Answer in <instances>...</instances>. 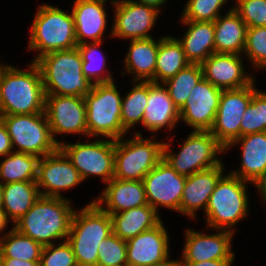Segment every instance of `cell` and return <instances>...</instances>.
<instances>
[{
  "mask_svg": "<svg viewBox=\"0 0 266 266\" xmlns=\"http://www.w3.org/2000/svg\"><path fill=\"white\" fill-rule=\"evenodd\" d=\"M27 70L7 65L0 76V115L45 112V91L38 65Z\"/></svg>",
  "mask_w": 266,
  "mask_h": 266,
  "instance_id": "cell-1",
  "label": "cell"
},
{
  "mask_svg": "<svg viewBox=\"0 0 266 266\" xmlns=\"http://www.w3.org/2000/svg\"><path fill=\"white\" fill-rule=\"evenodd\" d=\"M68 198L40 196L32 208L13 224L19 233L42 246L67 240L75 209Z\"/></svg>",
  "mask_w": 266,
  "mask_h": 266,
  "instance_id": "cell-2",
  "label": "cell"
},
{
  "mask_svg": "<svg viewBox=\"0 0 266 266\" xmlns=\"http://www.w3.org/2000/svg\"><path fill=\"white\" fill-rule=\"evenodd\" d=\"M38 65L45 95L84 97L92 84L82 73V57L77 47L47 53L39 57Z\"/></svg>",
  "mask_w": 266,
  "mask_h": 266,
  "instance_id": "cell-3",
  "label": "cell"
},
{
  "mask_svg": "<svg viewBox=\"0 0 266 266\" xmlns=\"http://www.w3.org/2000/svg\"><path fill=\"white\" fill-rule=\"evenodd\" d=\"M37 10L28 41V49L38 52L33 62L47 53L77 47L72 12L46 3L38 5Z\"/></svg>",
  "mask_w": 266,
  "mask_h": 266,
  "instance_id": "cell-4",
  "label": "cell"
},
{
  "mask_svg": "<svg viewBox=\"0 0 266 266\" xmlns=\"http://www.w3.org/2000/svg\"><path fill=\"white\" fill-rule=\"evenodd\" d=\"M247 183L230 172L220 178L204 212L207 228L236 232V223L249 214Z\"/></svg>",
  "mask_w": 266,
  "mask_h": 266,
  "instance_id": "cell-5",
  "label": "cell"
},
{
  "mask_svg": "<svg viewBox=\"0 0 266 266\" xmlns=\"http://www.w3.org/2000/svg\"><path fill=\"white\" fill-rule=\"evenodd\" d=\"M84 100L88 137L117 140L127 134L121 121L122 96L114 81L94 84Z\"/></svg>",
  "mask_w": 266,
  "mask_h": 266,
  "instance_id": "cell-6",
  "label": "cell"
},
{
  "mask_svg": "<svg viewBox=\"0 0 266 266\" xmlns=\"http://www.w3.org/2000/svg\"><path fill=\"white\" fill-rule=\"evenodd\" d=\"M164 142L143 138L139 131L134 137L115 140L114 178L121 180H143L163 159Z\"/></svg>",
  "mask_w": 266,
  "mask_h": 266,
  "instance_id": "cell-7",
  "label": "cell"
},
{
  "mask_svg": "<svg viewBox=\"0 0 266 266\" xmlns=\"http://www.w3.org/2000/svg\"><path fill=\"white\" fill-rule=\"evenodd\" d=\"M179 145L180 151L176 153L170 149L171 143L165 142L163 158L178 174L186 177L219 165L222 160L216 156L225 152L210 131L192 130Z\"/></svg>",
  "mask_w": 266,
  "mask_h": 266,
  "instance_id": "cell-8",
  "label": "cell"
},
{
  "mask_svg": "<svg viewBox=\"0 0 266 266\" xmlns=\"http://www.w3.org/2000/svg\"><path fill=\"white\" fill-rule=\"evenodd\" d=\"M11 138L14 151L39 158L54 153L59 145L54 141L45 112L38 114L0 115Z\"/></svg>",
  "mask_w": 266,
  "mask_h": 266,
  "instance_id": "cell-9",
  "label": "cell"
},
{
  "mask_svg": "<svg viewBox=\"0 0 266 266\" xmlns=\"http://www.w3.org/2000/svg\"><path fill=\"white\" fill-rule=\"evenodd\" d=\"M59 149L78 170L83 181L90 176L100 177L106 184L114 178L115 140H99L81 143L61 142Z\"/></svg>",
  "mask_w": 266,
  "mask_h": 266,
  "instance_id": "cell-10",
  "label": "cell"
},
{
  "mask_svg": "<svg viewBox=\"0 0 266 266\" xmlns=\"http://www.w3.org/2000/svg\"><path fill=\"white\" fill-rule=\"evenodd\" d=\"M256 90L255 80L239 89L222 90L210 133L224 149L240 137L242 115Z\"/></svg>",
  "mask_w": 266,
  "mask_h": 266,
  "instance_id": "cell-11",
  "label": "cell"
},
{
  "mask_svg": "<svg viewBox=\"0 0 266 266\" xmlns=\"http://www.w3.org/2000/svg\"><path fill=\"white\" fill-rule=\"evenodd\" d=\"M45 114L54 141L59 134L88 136L84 97L45 95Z\"/></svg>",
  "mask_w": 266,
  "mask_h": 266,
  "instance_id": "cell-12",
  "label": "cell"
},
{
  "mask_svg": "<svg viewBox=\"0 0 266 266\" xmlns=\"http://www.w3.org/2000/svg\"><path fill=\"white\" fill-rule=\"evenodd\" d=\"M186 176L178 174L163 158L144 178L148 204L158 212V207L180 213Z\"/></svg>",
  "mask_w": 266,
  "mask_h": 266,
  "instance_id": "cell-13",
  "label": "cell"
},
{
  "mask_svg": "<svg viewBox=\"0 0 266 266\" xmlns=\"http://www.w3.org/2000/svg\"><path fill=\"white\" fill-rule=\"evenodd\" d=\"M112 4L115 10L111 37L127 40L153 37L149 32L161 11L134 0H117Z\"/></svg>",
  "mask_w": 266,
  "mask_h": 266,
  "instance_id": "cell-14",
  "label": "cell"
},
{
  "mask_svg": "<svg viewBox=\"0 0 266 266\" xmlns=\"http://www.w3.org/2000/svg\"><path fill=\"white\" fill-rule=\"evenodd\" d=\"M81 182L83 179L80 173L59 148L39 159L36 184L41 196L65 198L61 191L73 188Z\"/></svg>",
  "mask_w": 266,
  "mask_h": 266,
  "instance_id": "cell-15",
  "label": "cell"
},
{
  "mask_svg": "<svg viewBox=\"0 0 266 266\" xmlns=\"http://www.w3.org/2000/svg\"><path fill=\"white\" fill-rule=\"evenodd\" d=\"M214 234H205L189 228L185 230V243L181 260L178 263H196L209 260H234L235 252L231 251L232 232L216 230Z\"/></svg>",
  "mask_w": 266,
  "mask_h": 266,
  "instance_id": "cell-16",
  "label": "cell"
},
{
  "mask_svg": "<svg viewBox=\"0 0 266 266\" xmlns=\"http://www.w3.org/2000/svg\"><path fill=\"white\" fill-rule=\"evenodd\" d=\"M221 93V89L203 77L179 109L180 121L189 125L193 131H210L216 118Z\"/></svg>",
  "mask_w": 266,
  "mask_h": 266,
  "instance_id": "cell-17",
  "label": "cell"
},
{
  "mask_svg": "<svg viewBox=\"0 0 266 266\" xmlns=\"http://www.w3.org/2000/svg\"><path fill=\"white\" fill-rule=\"evenodd\" d=\"M169 234L163 221L126 241L127 266H152L170 260Z\"/></svg>",
  "mask_w": 266,
  "mask_h": 266,
  "instance_id": "cell-18",
  "label": "cell"
},
{
  "mask_svg": "<svg viewBox=\"0 0 266 266\" xmlns=\"http://www.w3.org/2000/svg\"><path fill=\"white\" fill-rule=\"evenodd\" d=\"M243 62L239 54L213 53L201 64L203 77L221 90L245 87L255 78L247 74Z\"/></svg>",
  "mask_w": 266,
  "mask_h": 266,
  "instance_id": "cell-19",
  "label": "cell"
},
{
  "mask_svg": "<svg viewBox=\"0 0 266 266\" xmlns=\"http://www.w3.org/2000/svg\"><path fill=\"white\" fill-rule=\"evenodd\" d=\"M223 162L219 165L195 172L186 177L183 195L180 204V213L195 219L198 210L205 212L210 195L213 193L218 181L224 175Z\"/></svg>",
  "mask_w": 266,
  "mask_h": 266,
  "instance_id": "cell-20",
  "label": "cell"
},
{
  "mask_svg": "<svg viewBox=\"0 0 266 266\" xmlns=\"http://www.w3.org/2000/svg\"><path fill=\"white\" fill-rule=\"evenodd\" d=\"M109 0H74L71 9L74 18L77 45L102 42L107 28L106 2Z\"/></svg>",
  "mask_w": 266,
  "mask_h": 266,
  "instance_id": "cell-21",
  "label": "cell"
},
{
  "mask_svg": "<svg viewBox=\"0 0 266 266\" xmlns=\"http://www.w3.org/2000/svg\"><path fill=\"white\" fill-rule=\"evenodd\" d=\"M95 202L109 214L148 204L143 180L116 178L106 184L104 191L95 199Z\"/></svg>",
  "mask_w": 266,
  "mask_h": 266,
  "instance_id": "cell-22",
  "label": "cell"
},
{
  "mask_svg": "<svg viewBox=\"0 0 266 266\" xmlns=\"http://www.w3.org/2000/svg\"><path fill=\"white\" fill-rule=\"evenodd\" d=\"M180 121V110L173 103L163 83L148 82V99L142 125L150 132L167 127L170 131Z\"/></svg>",
  "mask_w": 266,
  "mask_h": 266,
  "instance_id": "cell-23",
  "label": "cell"
},
{
  "mask_svg": "<svg viewBox=\"0 0 266 266\" xmlns=\"http://www.w3.org/2000/svg\"><path fill=\"white\" fill-rule=\"evenodd\" d=\"M113 233L112 220L95 199L75 210L67 240L103 241Z\"/></svg>",
  "mask_w": 266,
  "mask_h": 266,
  "instance_id": "cell-24",
  "label": "cell"
},
{
  "mask_svg": "<svg viewBox=\"0 0 266 266\" xmlns=\"http://www.w3.org/2000/svg\"><path fill=\"white\" fill-rule=\"evenodd\" d=\"M239 144L241 167L230 173L252 184L266 171V131L239 137L225 149V152Z\"/></svg>",
  "mask_w": 266,
  "mask_h": 266,
  "instance_id": "cell-25",
  "label": "cell"
},
{
  "mask_svg": "<svg viewBox=\"0 0 266 266\" xmlns=\"http://www.w3.org/2000/svg\"><path fill=\"white\" fill-rule=\"evenodd\" d=\"M159 40L153 37L129 40V48L124 59L125 73L133 75V81L154 82ZM127 71V72H126Z\"/></svg>",
  "mask_w": 266,
  "mask_h": 266,
  "instance_id": "cell-26",
  "label": "cell"
},
{
  "mask_svg": "<svg viewBox=\"0 0 266 266\" xmlns=\"http://www.w3.org/2000/svg\"><path fill=\"white\" fill-rule=\"evenodd\" d=\"M247 28L248 26L232 7L224 16L221 14L214 21L215 53L242 55Z\"/></svg>",
  "mask_w": 266,
  "mask_h": 266,
  "instance_id": "cell-27",
  "label": "cell"
},
{
  "mask_svg": "<svg viewBox=\"0 0 266 266\" xmlns=\"http://www.w3.org/2000/svg\"><path fill=\"white\" fill-rule=\"evenodd\" d=\"M187 30L181 43L186 59L191 64H202L211 54L215 53L214 22L180 21Z\"/></svg>",
  "mask_w": 266,
  "mask_h": 266,
  "instance_id": "cell-28",
  "label": "cell"
},
{
  "mask_svg": "<svg viewBox=\"0 0 266 266\" xmlns=\"http://www.w3.org/2000/svg\"><path fill=\"white\" fill-rule=\"evenodd\" d=\"M109 215L112 220L113 233L124 241L162 222L160 214L149 204Z\"/></svg>",
  "mask_w": 266,
  "mask_h": 266,
  "instance_id": "cell-29",
  "label": "cell"
},
{
  "mask_svg": "<svg viewBox=\"0 0 266 266\" xmlns=\"http://www.w3.org/2000/svg\"><path fill=\"white\" fill-rule=\"evenodd\" d=\"M36 181H18L3 184L2 210L15 223L24 216L40 197Z\"/></svg>",
  "mask_w": 266,
  "mask_h": 266,
  "instance_id": "cell-30",
  "label": "cell"
},
{
  "mask_svg": "<svg viewBox=\"0 0 266 266\" xmlns=\"http://www.w3.org/2000/svg\"><path fill=\"white\" fill-rule=\"evenodd\" d=\"M189 64L178 39L164 35L161 37L156 58L155 83H164Z\"/></svg>",
  "mask_w": 266,
  "mask_h": 266,
  "instance_id": "cell-31",
  "label": "cell"
},
{
  "mask_svg": "<svg viewBox=\"0 0 266 266\" xmlns=\"http://www.w3.org/2000/svg\"><path fill=\"white\" fill-rule=\"evenodd\" d=\"M0 162V182L36 181L39 157L13 151Z\"/></svg>",
  "mask_w": 266,
  "mask_h": 266,
  "instance_id": "cell-32",
  "label": "cell"
},
{
  "mask_svg": "<svg viewBox=\"0 0 266 266\" xmlns=\"http://www.w3.org/2000/svg\"><path fill=\"white\" fill-rule=\"evenodd\" d=\"M0 246L3 258L40 262L43 246L15 228L0 236Z\"/></svg>",
  "mask_w": 266,
  "mask_h": 266,
  "instance_id": "cell-33",
  "label": "cell"
},
{
  "mask_svg": "<svg viewBox=\"0 0 266 266\" xmlns=\"http://www.w3.org/2000/svg\"><path fill=\"white\" fill-rule=\"evenodd\" d=\"M101 44L102 42H89L77 45L83 61L82 73L92 84L110 83L114 81L113 73L106 71L107 58L103 54L104 52L99 50Z\"/></svg>",
  "mask_w": 266,
  "mask_h": 266,
  "instance_id": "cell-34",
  "label": "cell"
},
{
  "mask_svg": "<svg viewBox=\"0 0 266 266\" xmlns=\"http://www.w3.org/2000/svg\"><path fill=\"white\" fill-rule=\"evenodd\" d=\"M133 83V88L125 97H122L121 104L122 127L127 133L138 122L142 125L148 99V82L134 81Z\"/></svg>",
  "mask_w": 266,
  "mask_h": 266,
  "instance_id": "cell-35",
  "label": "cell"
},
{
  "mask_svg": "<svg viewBox=\"0 0 266 266\" xmlns=\"http://www.w3.org/2000/svg\"><path fill=\"white\" fill-rule=\"evenodd\" d=\"M203 78L201 64H189L174 77L163 84L167 88L173 103L180 109L189 97L192 89Z\"/></svg>",
  "mask_w": 266,
  "mask_h": 266,
  "instance_id": "cell-36",
  "label": "cell"
},
{
  "mask_svg": "<svg viewBox=\"0 0 266 266\" xmlns=\"http://www.w3.org/2000/svg\"><path fill=\"white\" fill-rule=\"evenodd\" d=\"M241 118L240 137L266 131V91L257 89Z\"/></svg>",
  "mask_w": 266,
  "mask_h": 266,
  "instance_id": "cell-37",
  "label": "cell"
},
{
  "mask_svg": "<svg viewBox=\"0 0 266 266\" xmlns=\"http://www.w3.org/2000/svg\"><path fill=\"white\" fill-rule=\"evenodd\" d=\"M243 55L255 69L266 68V26L247 28Z\"/></svg>",
  "mask_w": 266,
  "mask_h": 266,
  "instance_id": "cell-38",
  "label": "cell"
},
{
  "mask_svg": "<svg viewBox=\"0 0 266 266\" xmlns=\"http://www.w3.org/2000/svg\"><path fill=\"white\" fill-rule=\"evenodd\" d=\"M228 0H188L182 12L181 21L214 22L221 14L222 6Z\"/></svg>",
  "mask_w": 266,
  "mask_h": 266,
  "instance_id": "cell-39",
  "label": "cell"
},
{
  "mask_svg": "<svg viewBox=\"0 0 266 266\" xmlns=\"http://www.w3.org/2000/svg\"><path fill=\"white\" fill-rule=\"evenodd\" d=\"M97 265L127 266L126 241L112 233L99 244Z\"/></svg>",
  "mask_w": 266,
  "mask_h": 266,
  "instance_id": "cell-40",
  "label": "cell"
},
{
  "mask_svg": "<svg viewBox=\"0 0 266 266\" xmlns=\"http://www.w3.org/2000/svg\"><path fill=\"white\" fill-rule=\"evenodd\" d=\"M39 266H78L72 246L65 240L43 246Z\"/></svg>",
  "mask_w": 266,
  "mask_h": 266,
  "instance_id": "cell-41",
  "label": "cell"
},
{
  "mask_svg": "<svg viewBox=\"0 0 266 266\" xmlns=\"http://www.w3.org/2000/svg\"><path fill=\"white\" fill-rule=\"evenodd\" d=\"M232 7L248 27L266 26V0H235Z\"/></svg>",
  "mask_w": 266,
  "mask_h": 266,
  "instance_id": "cell-42",
  "label": "cell"
},
{
  "mask_svg": "<svg viewBox=\"0 0 266 266\" xmlns=\"http://www.w3.org/2000/svg\"><path fill=\"white\" fill-rule=\"evenodd\" d=\"M72 246L78 266H96L99 244L102 241L67 240Z\"/></svg>",
  "mask_w": 266,
  "mask_h": 266,
  "instance_id": "cell-43",
  "label": "cell"
},
{
  "mask_svg": "<svg viewBox=\"0 0 266 266\" xmlns=\"http://www.w3.org/2000/svg\"><path fill=\"white\" fill-rule=\"evenodd\" d=\"M15 149L12 147L11 138L8 134L7 128L0 119V157L11 154Z\"/></svg>",
  "mask_w": 266,
  "mask_h": 266,
  "instance_id": "cell-44",
  "label": "cell"
},
{
  "mask_svg": "<svg viewBox=\"0 0 266 266\" xmlns=\"http://www.w3.org/2000/svg\"><path fill=\"white\" fill-rule=\"evenodd\" d=\"M234 260H209L196 263H178L179 266H232Z\"/></svg>",
  "mask_w": 266,
  "mask_h": 266,
  "instance_id": "cell-45",
  "label": "cell"
},
{
  "mask_svg": "<svg viewBox=\"0 0 266 266\" xmlns=\"http://www.w3.org/2000/svg\"><path fill=\"white\" fill-rule=\"evenodd\" d=\"M40 262L23 261L13 258H2V266H39Z\"/></svg>",
  "mask_w": 266,
  "mask_h": 266,
  "instance_id": "cell-46",
  "label": "cell"
},
{
  "mask_svg": "<svg viewBox=\"0 0 266 266\" xmlns=\"http://www.w3.org/2000/svg\"><path fill=\"white\" fill-rule=\"evenodd\" d=\"M252 184L260 192V197L263 198L262 200H264L263 202L266 206V171Z\"/></svg>",
  "mask_w": 266,
  "mask_h": 266,
  "instance_id": "cell-47",
  "label": "cell"
},
{
  "mask_svg": "<svg viewBox=\"0 0 266 266\" xmlns=\"http://www.w3.org/2000/svg\"><path fill=\"white\" fill-rule=\"evenodd\" d=\"M134 1L141 3V4H145L147 6H151L157 9L158 11L161 10L162 5L165 4L166 1L168 2V0H134Z\"/></svg>",
  "mask_w": 266,
  "mask_h": 266,
  "instance_id": "cell-48",
  "label": "cell"
},
{
  "mask_svg": "<svg viewBox=\"0 0 266 266\" xmlns=\"http://www.w3.org/2000/svg\"><path fill=\"white\" fill-rule=\"evenodd\" d=\"M9 223L10 221L7 219L4 211L0 208V233L3 232L4 229L6 230L7 224Z\"/></svg>",
  "mask_w": 266,
  "mask_h": 266,
  "instance_id": "cell-49",
  "label": "cell"
},
{
  "mask_svg": "<svg viewBox=\"0 0 266 266\" xmlns=\"http://www.w3.org/2000/svg\"><path fill=\"white\" fill-rule=\"evenodd\" d=\"M152 266H179V265H178V260L173 259V260H168L165 263H160Z\"/></svg>",
  "mask_w": 266,
  "mask_h": 266,
  "instance_id": "cell-50",
  "label": "cell"
},
{
  "mask_svg": "<svg viewBox=\"0 0 266 266\" xmlns=\"http://www.w3.org/2000/svg\"><path fill=\"white\" fill-rule=\"evenodd\" d=\"M2 191H3V184L0 182V208H2Z\"/></svg>",
  "mask_w": 266,
  "mask_h": 266,
  "instance_id": "cell-51",
  "label": "cell"
},
{
  "mask_svg": "<svg viewBox=\"0 0 266 266\" xmlns=\"http://www.w3.org/2000/svg\"><path fill=\"white\" fill-rule=\"evenodd\" d=\"M7 66V64H1L0 63V76H1V73H2V71L4 70V68Z\"/></svg>",
  "mask_w": 266,
  "mask_h": 266,
  "instance_id": "cell-52",
  "label": "cell"
},
{
  "mask_svg": "<svg viewBox=\"0 0 266 266\" xmlns=\"http://www.w3.org/2000/svg\"><path fill=\"white\" fill-rule=\"evenodd\" d=\"M2 250H1V246H0V266H2Z\"/></svg>",
  "mask_w": 266,
  "mask_h": 266,
  "instance_id": "cell-53",
  "label": "cell"
},
{
  "mask_svg": "<svg viewBox=\"0 0 266 266\" xmlns=\"http://www.w3.org/2000/svg\"><path fill=\"white\" fill-rule=\"evenodd\" d=\"M96 266H109V265H96ZM114 266H117V265H114Z\"/></svg>",
  "mask_w": 266,
  "mask_h": 266,
  "instance_id": "cell-54",
  "label": "cell"
}]
</instances>
